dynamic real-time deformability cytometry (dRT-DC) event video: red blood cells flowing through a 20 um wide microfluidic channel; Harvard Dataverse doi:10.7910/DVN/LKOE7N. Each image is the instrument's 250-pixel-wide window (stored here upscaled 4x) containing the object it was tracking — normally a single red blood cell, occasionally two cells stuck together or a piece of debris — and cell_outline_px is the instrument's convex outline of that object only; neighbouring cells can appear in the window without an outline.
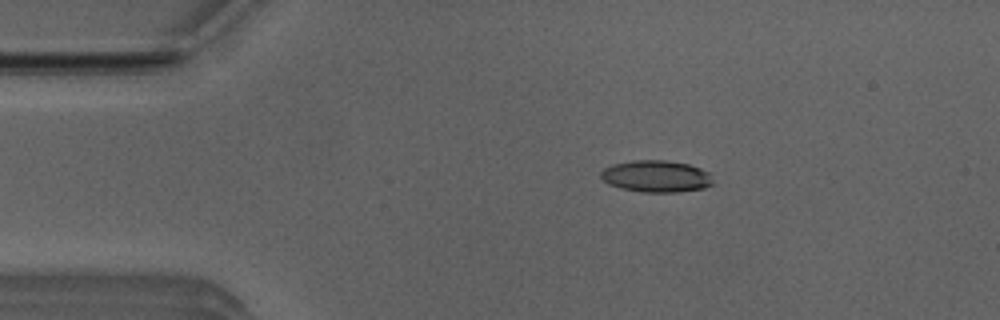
{"species": "Egyptian fruit bat (a non-hibernating species)", "species_latin": "Rousettus aegyptiacus", "temperature_condition": "room temperature", "stored_images_in_passage": 6, "camera_frame_rate_fps": 3000, "um_per_image_px": 0.085, "animal": {"sex": "male"}, "frame": {"image": 1, "passage_image": 2, "time_ms": 0.333, "image_size_px": [1000, 320], "cell_outline_px": [[712, 184], [704, 188], [680, 192], [640, 192], [620, 188], [608, 184], [600, 176], [600, 172], [604, 168], [616, 164], [632, 160], [664, 160], [688, 164], [700, 168], [708, 172], [712, 180]], "centroid_in_image_um": [55.77, 14.99], "position_along_channel_um": 29.2, "area_um2": 20.75}}
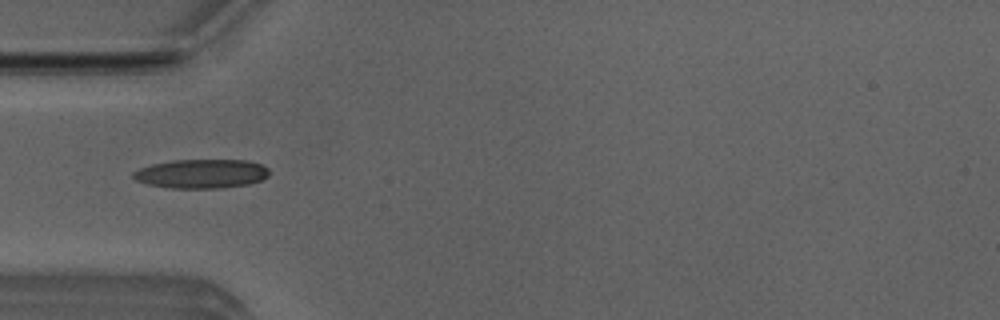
{"frame": {"image": 2, "passage_image": 4, "time_ms": 1.0, "image_size_px": [1000, 320], "cell_outline_px": [[268, 176], [260, 180], [248, 184], [220, 188], [172, 188], [148, 184], [136, 180], [132, 176], [132, 172], [140, 168], [152, 164], [172, 160], [248, 160], [260, 164], [268, 168]], "centroid_in_image_um": [17.11, 14.76], "position_along_channel_um": 67.9, "area_um2": 22.95}}